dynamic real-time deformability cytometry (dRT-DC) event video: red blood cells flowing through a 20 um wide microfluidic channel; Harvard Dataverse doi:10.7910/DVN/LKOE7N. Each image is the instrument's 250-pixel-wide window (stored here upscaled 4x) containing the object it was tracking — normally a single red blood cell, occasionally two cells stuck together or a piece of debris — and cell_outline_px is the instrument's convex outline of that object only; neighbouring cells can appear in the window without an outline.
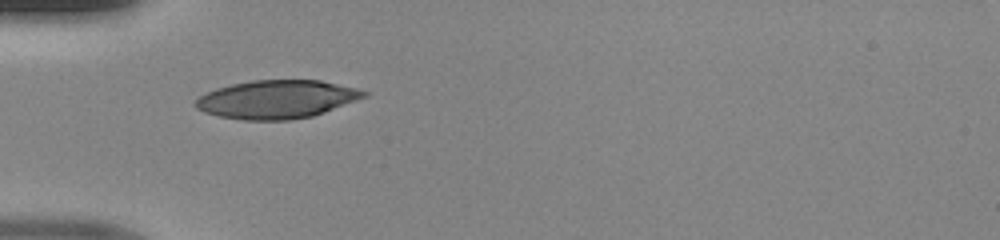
{"species": "human", "species_latin": "Homo sapiens", "temperature_condition": "room temperature", "stored_images_in_passage": 34, "camera_frame_rate_fps": 3000, "um_per_image_px": 0.085, "donor": {"sex": "male"}, "frame": {"image": 1, "passage_image": 1, "time_ms": 0.0, "image_size_px": [1000, 240], "cell_outline_px": [[352, 96], [320, 112], [304, 116], [232, 116], [208, 96], [212, 92], [224, 88], [240, 84], [268, 80], [312, 80], [328, 84]], "centroid_in_image_um": [23.65, 8.34], "position_along_channel_um": 61.4, "area_um2": 28.38}}
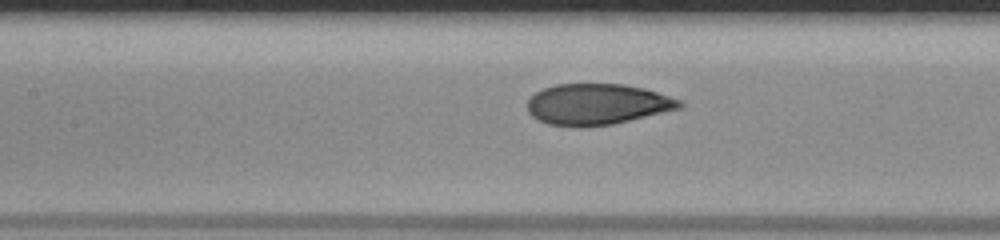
{"frame": {"image": 2, "passage_image": 8, "time_ms": 2.333, "image_size_px": [1000, 240], "cell_outline_px": [[676, 104], [664, 108], [636, 116], [620, 120], [600, 124], [564, 124], [548, 120], [540, 116], [532, 108], [532, 100], [536, 96], [552, 88], [576, 84], [600, 84], [632, 88], [652, 92]], "centroid_in_image_um": [50.63, 8.82], "position_along_channel_um": 156.8, "area_um2": 29.94}}
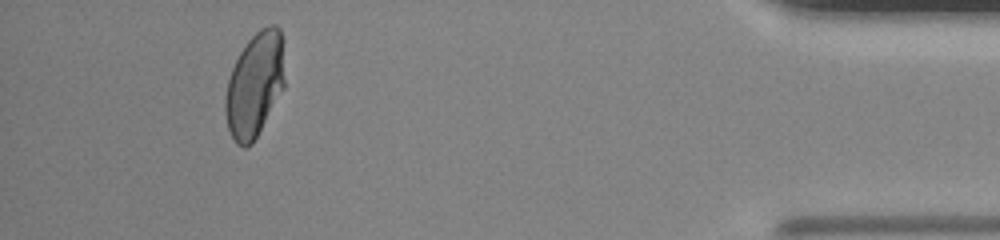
{"frame": {"image": 3, "passage_image": 30, "time_ms": 9.667, "image_size_px": [1000, 240], "cell_outline_px": [[280, 76], [260, 124], [252, 140], [248, 144], [236, 136], [232, 132], [228, 124], [228, 88], [232, 72], [240, 56], [248, 44], [256, 36], [280, 36]], "centroid_in_image_um": [21.52, 7.28], "position_along_channel_um": 413.7, "area_um2": 28.44}}